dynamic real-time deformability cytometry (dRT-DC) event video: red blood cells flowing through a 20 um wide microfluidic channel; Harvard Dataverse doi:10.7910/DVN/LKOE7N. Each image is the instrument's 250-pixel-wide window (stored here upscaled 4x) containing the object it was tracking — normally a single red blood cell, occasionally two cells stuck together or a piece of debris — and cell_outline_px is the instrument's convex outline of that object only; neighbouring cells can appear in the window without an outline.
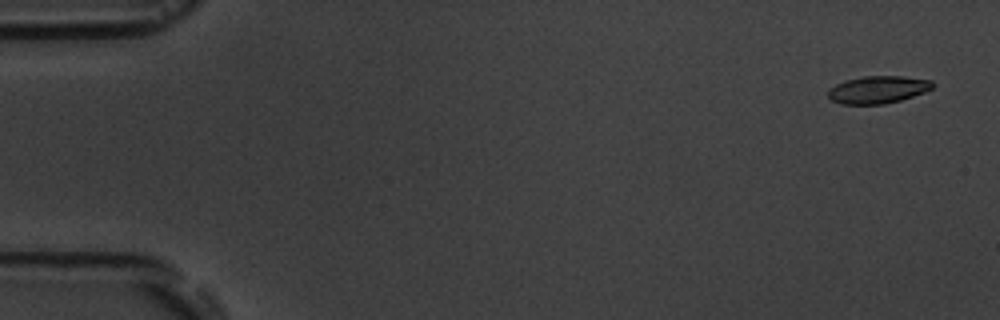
{"species": "common noctule bat (a hibernating species)", "species_latin": "Nyctalus noctula", "temperature_condition": "room temperature", "stored_images_in_passage": 4, "camera_frame_rate_fps": 3000, "um_per_image_px": 0.085, "animal": {"sex": "male", "body_mass_g": 19.5, "forearm_length_mm": 54.6}, "frame": {"image": 1, "passage_image": 1, "time_ms": 0.0, "image_size_px": [1000, 320], "cell_outline_px": [[936, 84], [932, 88], [924, 92], [900, 100], [884, 104], [840, 104], [832, 100], [828, 96], [828, 88], [844, 80], [864, 76], [904, 76], [932, 80]], "centroid_in_image_um": [74.62, 7.61], "position_along_channel_um": 10.4, "area_um2": 16.82}}